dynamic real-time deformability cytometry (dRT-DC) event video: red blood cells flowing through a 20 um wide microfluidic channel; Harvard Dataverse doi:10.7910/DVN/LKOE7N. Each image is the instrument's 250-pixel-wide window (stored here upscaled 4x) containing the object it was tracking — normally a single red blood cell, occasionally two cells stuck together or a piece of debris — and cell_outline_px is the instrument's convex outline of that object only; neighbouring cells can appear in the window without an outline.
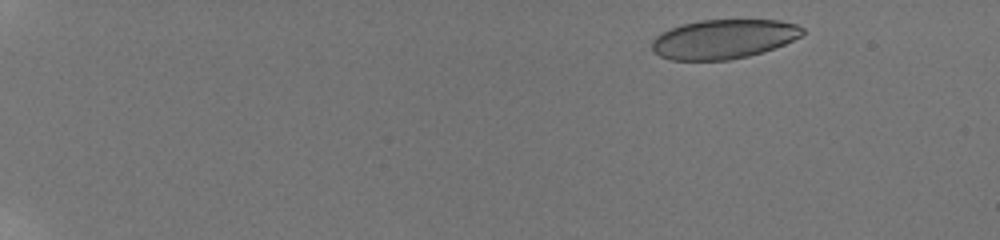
{"species": "human", "species_latin": "Homo sapiens", "temperature_condition": "room temperature", "stored_images_in_passage": 43, "camera_frame_rate_fps": 3000, "um_per_image_px": 0.085, "donor": {"sex": "male"}, "frame": {"image": 1, "passage_image": 5, "time_ms": 1.333, "image_size_px": [1000, 240], "cell_outline_px": [[804, 32], [800, 36], [784, 44], [748, 56], [728, 60], [668, 60], [660, 56], [652, 48], [652, 40], [660, 32], [680, 24], [700, 20], [780, 20], [796, 24], [804, 28]], "centroid_in_image_um": [61.47, 3.31], "position_along_channel_um": 23.5, "area_um2": 34.45}}
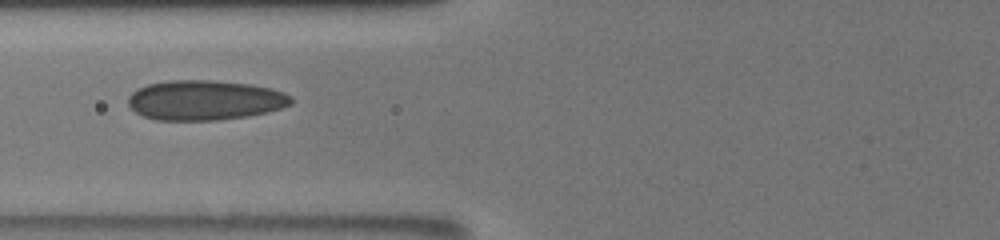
{"frame": {"image": 2, "passage_image": 24, "time_ms": 7.667, "image_size_px": [1000, 240], "cell_outline_px": [[292, 104], [280, 108], [248, 116], [220, 120], [156, 120], [144, 116], [136, 112], [128, 104], [128, 96], [136, 88], [148, 84], [168, 80], [212, 80], [252, 84], [272, 88], [284, 92], [292, 96]], "centroid_in_image_um": [17.41, 8.5], "position_along_channel_um": 108.4, "area_um2": 38.09}}
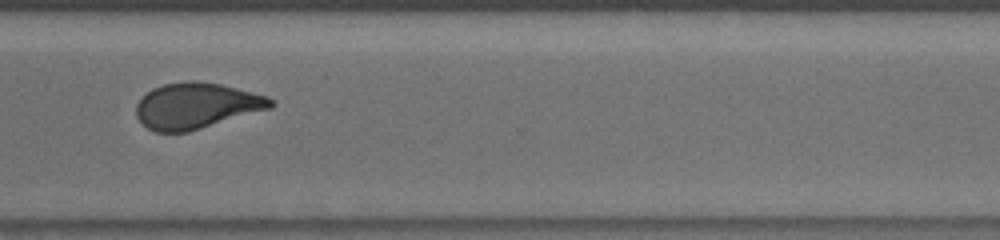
{"frame": {"image": 3, "passage_image": 42, "time_ms": 14.0, "image_size_px": [1000, 240], "cell_outline_px": [[276, 104], [272, 108], [188, 132], [156, 132], [148, 128], [136, 116], [136, 104], [152, 88], [164, 84], [188, 80], [196, 80], [220, 84], [268, 96]], "centroid_in_image_um": [16.71, 8.98], "position_along_channel_um": 353.9, "area_um2": 35.89}}